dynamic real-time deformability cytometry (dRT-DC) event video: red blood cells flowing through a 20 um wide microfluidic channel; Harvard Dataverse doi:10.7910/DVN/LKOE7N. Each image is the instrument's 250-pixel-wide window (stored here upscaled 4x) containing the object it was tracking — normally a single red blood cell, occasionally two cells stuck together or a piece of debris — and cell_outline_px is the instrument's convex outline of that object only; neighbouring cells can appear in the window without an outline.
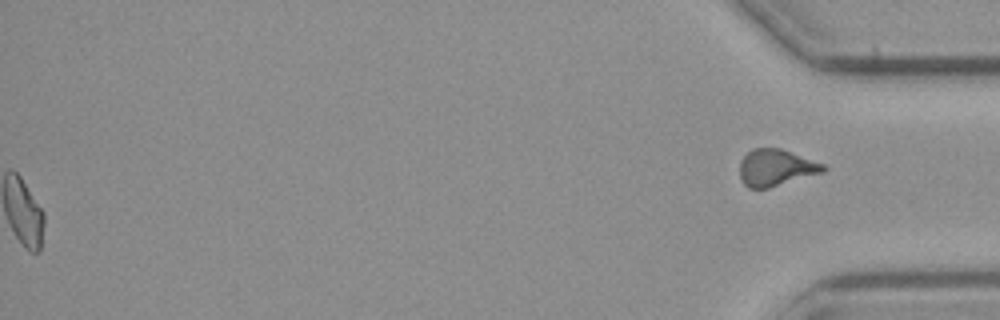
{"species": "common noctule bat (a hibernating species)", "species_latin": "Nyctalus noctula", "temperature_condition": "cold", "stored_images_in_passage": 56, "segment_of_instrument_passage": [2, 2], "camera_frame_rate_fps": 3000, "um_per_image_px": 0.085, "animal": {"sex": "male", "body_mass_g": 23.1, "forearm_length_mm": 52.7}, "frame": {"image": 1, "passage_image": 56, "time_ms": 18.333, "image_size_px": [1000, 320], "cell_outline_px": [[828, 168], [824, 172], [768, 188], [748, 188], [740, 180], [740, 160], [752, 148], [780, 148], [824, 164]], "centroid_in_image_um": [65.94, 14.25], "position_along_channel_um": 369.3, "area_um2": 17.86}}